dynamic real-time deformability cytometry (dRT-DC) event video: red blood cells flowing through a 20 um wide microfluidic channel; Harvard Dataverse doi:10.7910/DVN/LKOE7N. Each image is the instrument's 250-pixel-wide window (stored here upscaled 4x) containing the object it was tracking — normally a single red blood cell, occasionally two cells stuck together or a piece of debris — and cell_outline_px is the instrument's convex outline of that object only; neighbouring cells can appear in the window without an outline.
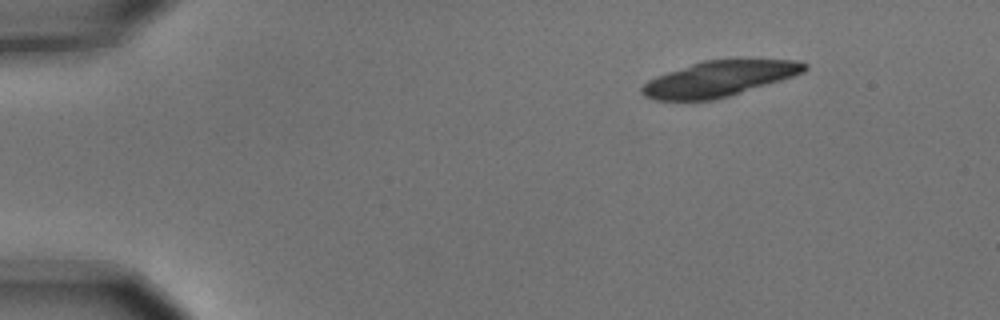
{"species": "common noctule bat (a hibernating species)", "species_latin": "Nyctalus noctula", "temperature_condition": "cold", "stored_images_in_passage": 5, "camera_frame_rate_fps": 3000, "um_per_image_px": 0.085, "animal": {"sex": "male", "body_mass_g": 15.6}, "frame": {"image": 1, "passage_image": 1, "time_ms": 0.0, "image_size_px": [1000, 320], "cell_outline_px": [[808, 68], [804, 72], [780, 80], [728, 96], [712, 100], [656, 100], [644, 96], [640, 92], [640, 88], [648, 80], [656, 76], [704, 60], [744, 56], [796, 60], [808, 64]], "centroid_in_image_um": [61.19, 6.63], "position_along_channel_um": 23.8, "area_um2": 34.39}}